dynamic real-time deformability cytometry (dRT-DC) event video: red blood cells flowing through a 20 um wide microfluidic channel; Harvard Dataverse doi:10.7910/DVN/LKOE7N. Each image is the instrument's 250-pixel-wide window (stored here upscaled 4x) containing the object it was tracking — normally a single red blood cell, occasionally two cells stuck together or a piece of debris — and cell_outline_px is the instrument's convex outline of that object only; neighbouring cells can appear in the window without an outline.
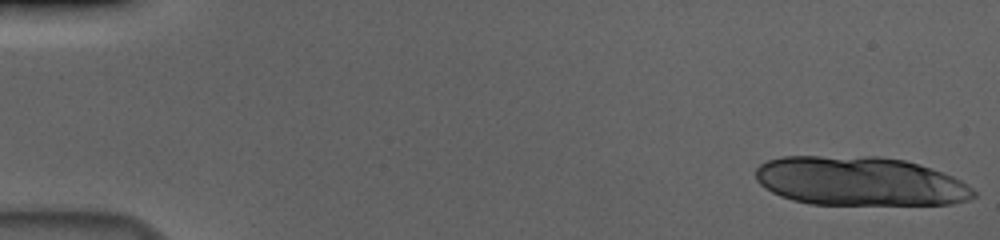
{"species": "human", "species_latin": "Homo sapiens", "temperature_condition": "cold", "stored_images_in_passage": 17, "camera_frame_rate_fps": 3000, "um_per_image_px": 0.085, "donor": {"sex": "male"}, "frame": {"image": 1, "passage_image": 1, "time_ms": 0.0, "image_size_px": [1000, 240], "cell_outline_px": [[976, 196], [968, 200], [952, 204], [812, 204], [792, 200], [780, 196], [772, 192], [760, 184], [756, 180], [756, 168], [760, 164], [768, 160], [784, 156], [880, 156], [904, 160], [952, 176], [968, 184], [976, 192]], "centroid_in_image_um": [73.07, 15.4], "position_along_channel_um": 11.9, "area_um2": 62.31}}